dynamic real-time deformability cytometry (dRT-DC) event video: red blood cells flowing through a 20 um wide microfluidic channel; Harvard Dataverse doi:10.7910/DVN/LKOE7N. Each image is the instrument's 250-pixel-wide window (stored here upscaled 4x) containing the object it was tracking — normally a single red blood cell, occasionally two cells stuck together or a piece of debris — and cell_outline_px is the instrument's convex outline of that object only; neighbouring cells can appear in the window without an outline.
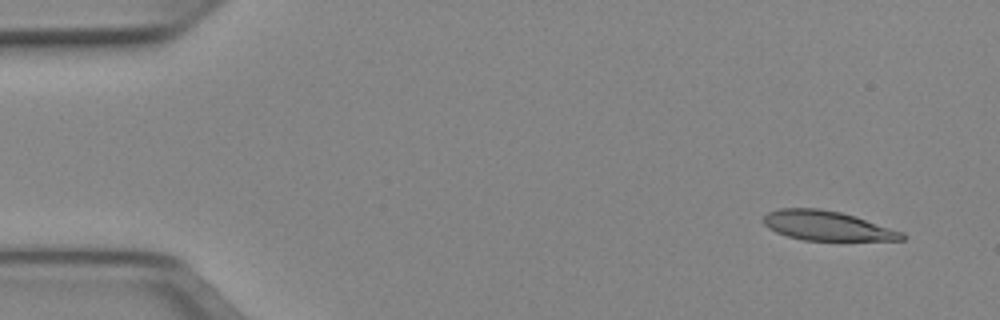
{"species": "Egyptian fruit bat (a non-hibernating species)", "species_latin": "Rousettus aegyptiacus", "temperature_condition": "cold", "stored_images_in_passage": 5, "camera_frame_rate_fps": 3000, "um_per_image_px": 0.085, "animal": {"sex": "female"}, "frame": {"image": 1, "passage_image": 1, "time_ms": 0.0, "image_size_px": [1000, 320], "cell_outline_px": [[908, 236], [904, 240], [804, 240], [788, 236], [776, 232], [768, 228], [764, 224], [764, 216], [768, 212], [780, 208], [820, 208], [840, 212], [856, 216], [904, 232]], "centroid_in_image_um": [70.33, 19.18], "position_along_channel_um": 14.7, "area_um2": 23.87}}
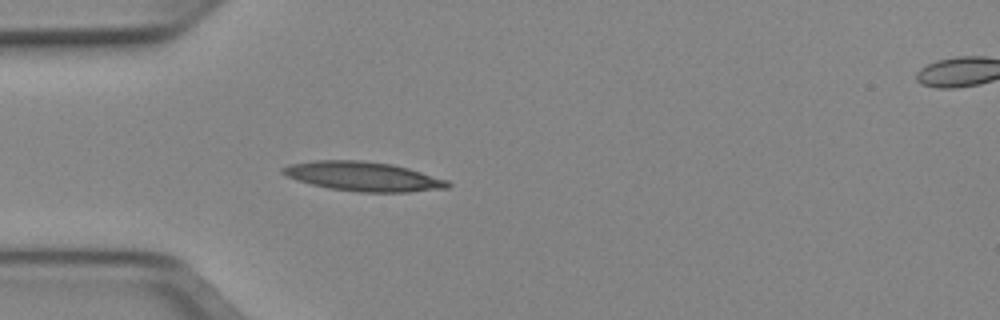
{"frame": {"image": 2, "passage_image": 4, "time_ms": 1.0, "image_size_px": [1000, 320], "cell_outline_px": [[452, 184], [448, 188], [408, 192], [360, 192], [328, 188], [296, 180], [280, 172], [280, 168], [288, 164], [312, 160], [360, 160], [392, 164], [408, 168], [448, 180]], "centroid_in_image_um": [30.85, 14.99], "position_along_channel_um": 54.1, "area_um2": 28.32}}